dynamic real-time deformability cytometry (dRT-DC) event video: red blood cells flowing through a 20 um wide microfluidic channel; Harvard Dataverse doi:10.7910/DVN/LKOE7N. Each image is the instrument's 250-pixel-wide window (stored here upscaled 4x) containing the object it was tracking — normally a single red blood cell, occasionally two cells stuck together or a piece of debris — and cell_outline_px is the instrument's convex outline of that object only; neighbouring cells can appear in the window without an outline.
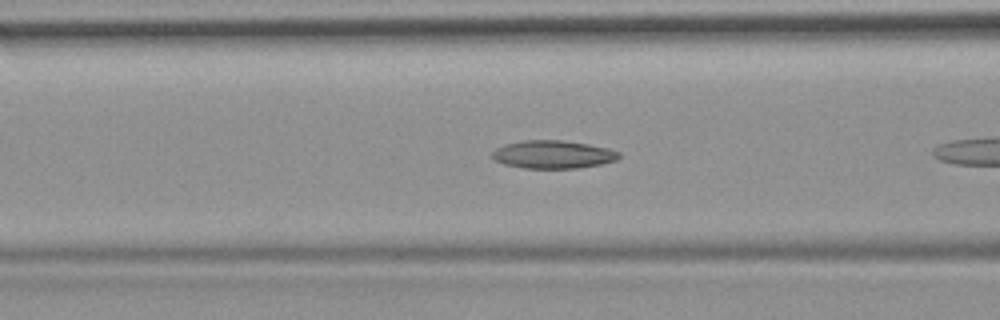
{"species": "common noctule bat (a hibernating species)", "species_latin": "Nyctalus noctula", "temperature_condition": "room temperature", "stored_images_in_passage": 7, "camera_frame_rate_fps": 3000, "um_per_image_px": 0.085, "animal": {"sex": "female", "body_mass_g": 19.9}, "frame": {"image": 1, "passage_image": 6, "time_ms": 1.667, "image_size_px": [1000, 320], "cell_outline_px": [[620, 156], [616, 160], [600, 164], [576, 168], [524, 168], [504, 164], [496, 160], [492, 156], [492, 152], [496, 148], [504, 144], [524, 140], [560, 140], [588, 144], [608, 148], [620, 152]], "centroid_in_image_um": [47.0, 13.12], "position_along_channel_um": 119.6, "area_um2": 20.58}}